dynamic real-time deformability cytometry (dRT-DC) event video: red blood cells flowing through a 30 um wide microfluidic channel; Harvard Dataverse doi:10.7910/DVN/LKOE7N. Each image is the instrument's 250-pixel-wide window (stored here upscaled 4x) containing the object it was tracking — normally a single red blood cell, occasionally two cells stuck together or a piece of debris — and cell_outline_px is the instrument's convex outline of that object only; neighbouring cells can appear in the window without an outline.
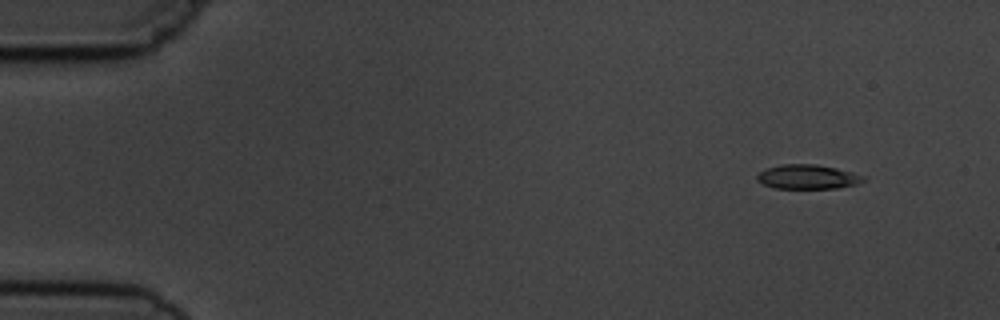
{"species": "common noctule bat (a hibernating species)", "species_latin": "Nyctalus noctula", "temperature_condition": "cold", "stored_images_in_passage": 5, "segment_of_instrument_passage": [2, 2], "camera_frame_rate_fps": 3000, "um_per_image_px": 0.085, "animal": {"sex": "male", "body_mass_g": 19.5, "forearm_length_mm": 54.6}, "frame": {"image": 1, "passage_image": 5, "time_ms": 5.667, "image_size_px": [1000, 320], "cell_outline_px": [[868, 176], [864, 180], [856, 184], [836, 188], [776, 188], [764, 184], [756, 180], [756, 176], [760, 172], [768, 168], [780, 164], [816, 164], [836, 168]], "centroid_in_image_um": [68.67, 15.02], "position_along_channel_um": 16.3, "area_um2": 15.03}}